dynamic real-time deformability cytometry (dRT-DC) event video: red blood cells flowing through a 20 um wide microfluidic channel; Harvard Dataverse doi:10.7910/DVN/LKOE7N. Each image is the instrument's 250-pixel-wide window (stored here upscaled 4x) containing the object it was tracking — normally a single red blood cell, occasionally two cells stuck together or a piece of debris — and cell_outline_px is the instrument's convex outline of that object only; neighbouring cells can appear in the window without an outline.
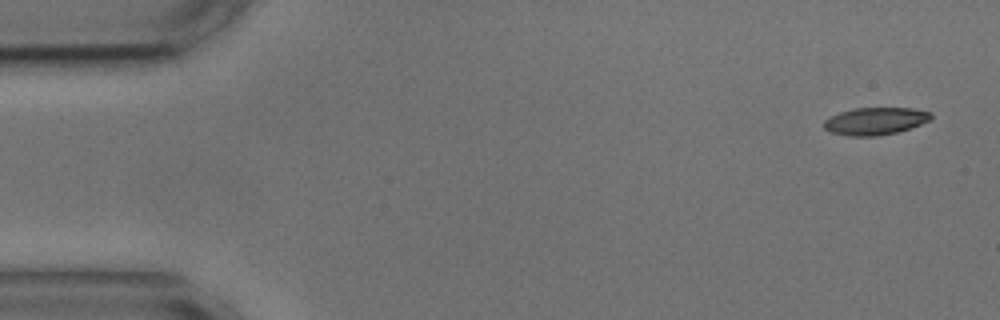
{"species": "common noctule bat (a hibernating species)", "species_latin": "Nyctalus noctula", "temperature_condition": "cold", "stored_images_in_passage": 2, "camera_frame_rate_fps": 3000, "um_per_image_px": 0.085, "animal": {"sex": "male", "body_mass_g": 17.9, "forearm_length_mm": 54.2}, "frame": {"image": 1, "passage_image": 2, "time_ms": 2.0, "image_size_px": [1000, 320], "cell_outline_px": [[932, 120], [896, 132], [876, 136], [848, 136], [832, 132], [824, 128], [824, 120], [840, 112], [856, 108], [912, 108], [932, 112]], "centroid_in_image_um": [74.42, 10.29], "position_along_channel_um": 10.6, "area_um2": 16.94}}